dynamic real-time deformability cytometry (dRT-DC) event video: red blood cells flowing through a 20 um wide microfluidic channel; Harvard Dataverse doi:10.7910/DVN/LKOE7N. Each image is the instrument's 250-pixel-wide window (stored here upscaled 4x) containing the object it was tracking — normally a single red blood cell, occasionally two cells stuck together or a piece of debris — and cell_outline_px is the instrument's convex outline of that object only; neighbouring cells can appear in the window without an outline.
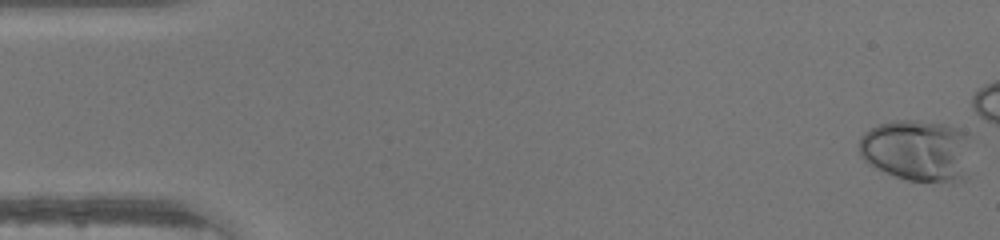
{"species": "human", "species_latin": "Homo sapiens", "temperature_condition": "warm", "stored_images_in_passage": 39, "camera_frame_rate_fps": 3000, "um_per_image_px": 0.085, "donor": {"sex": "male"}, "frame": {"image": 1, "passage_image": 1, "time_ms": 0.0, "image_size_px": [1000, 240], "cell_outline_px": [[968, 180], [952, 184], [908, 180], [896, 176], [876, 168], [868, 164], [860, 156], [860, 136], [864, 132], [880, 124], [892, 120], [920, 120], [948, 124], [968, 132]], "centroid_in_image_um": [78.01, 12.81], "position_along_channel_um": 7.0, "area_um2": 41.33}}
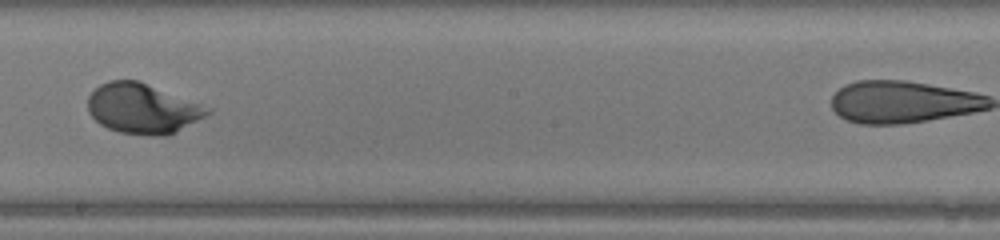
{"frame": {"image": 2, "passage_image": 27, "time_ms": 8.667, "image_size_px": [1000, 240], "cell_outline_px": [[212, 112], [168, 136], [152, 136], [120, 132], [108, 128], [100, 124], [88, 112], [88, 96], [100, 84], [108, 80], [140, 80], [212, 108]], "centroid_in_image_um": [12.12, 9.22], "position_along_channel_um": 236.1, "area_um2": 34.97}}
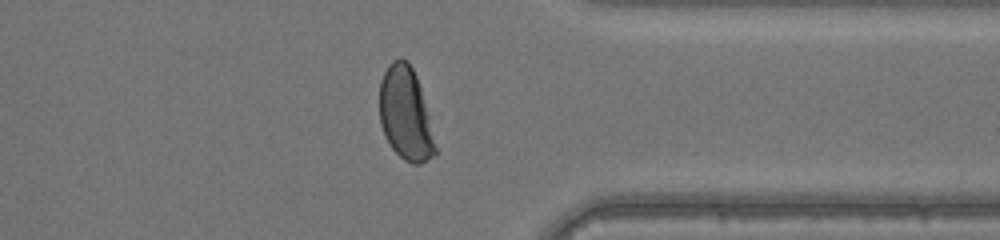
{"frame": {"image": 3, "passage_image": 37, "time_ms": 12.0, "image_size_px": [1000, 240], "cell_outline_px": [[436, 156], [420, 164], [412, 164], [404, 160], [392, 148], [380, 124], [380, 80], [388, 64], [392, 60], [400, 56], [408, 60], [416, 76], [420, 88], [428, 116], [436, 148]], "centroid_in_image_um": [34.46, 9.66], "position_along_channel_um": 376.9, "area_um2": 30.0}}